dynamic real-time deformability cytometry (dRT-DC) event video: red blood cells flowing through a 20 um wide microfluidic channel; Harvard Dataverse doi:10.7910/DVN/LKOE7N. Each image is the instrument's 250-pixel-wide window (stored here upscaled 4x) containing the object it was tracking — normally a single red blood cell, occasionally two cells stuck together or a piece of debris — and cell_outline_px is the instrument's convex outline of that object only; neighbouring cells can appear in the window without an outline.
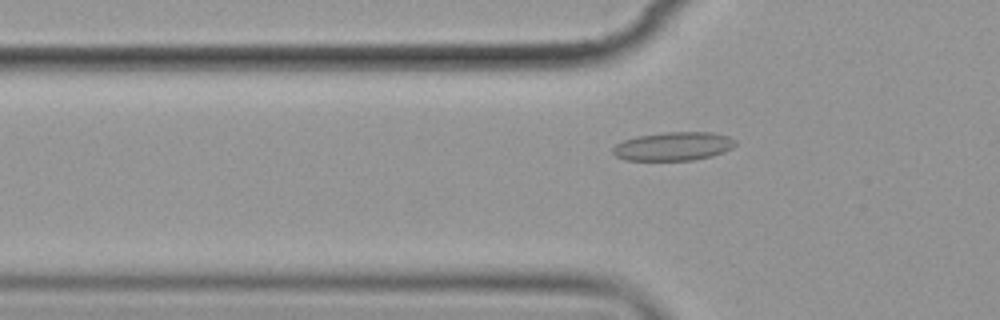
{"species": "common noctule bat (a hibernating species)", "species_latin": "Nyctalus noctula", "temperature_condition": "cold", "stored_images_in_passage": 5, "segment_of_instrument_passage": [2, 2], "camera_frame_rate_fps": 3000, "um_per_image_px": 0.085, "animal": {"sex": "female", "body_mass_g": 19.9}, "frame": {"image": 1, "passage_image": 5, "time_ms": 4.667, "image_size_px": [1000, 320], "cell_outline_px": [[736, 144], [732, 148], [724, 152], [712, 156], [692, 160], [624, 160], [616, 156], [612, 152], [612, 148], [616, 144], [624, 140], [636, 136], [664, 132], [712, 132], [728, 136], [736, 140]], "centroid_in_image_um": [57.24, 12.43], "position_along_channel_um": 68.6, "area_um2": 20.52}}